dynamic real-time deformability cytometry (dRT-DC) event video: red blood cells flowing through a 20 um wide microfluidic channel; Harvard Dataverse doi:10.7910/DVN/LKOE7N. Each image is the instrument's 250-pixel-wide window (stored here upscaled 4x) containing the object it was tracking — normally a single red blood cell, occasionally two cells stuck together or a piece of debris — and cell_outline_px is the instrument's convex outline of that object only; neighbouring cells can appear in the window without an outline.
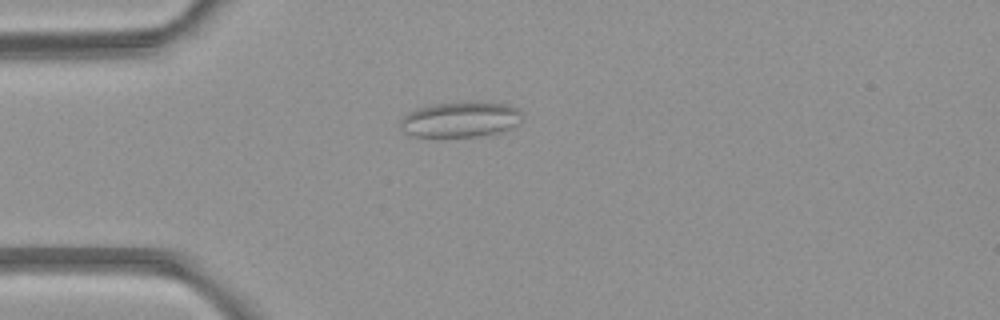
{"species": "common noctule bat (a hibernating species)", "species_latin": "Nyctalus noctula", "temperature_condition": "room temperature", "stored_images_in_passage": 2, "camera_frame_rate_fps": 3000, "um_per_image_px": 0.085, "animal": {"sex": "female", "body_mass_g": 21.9}, "frame": {"image": 1, "passage_image": 1, "time_ms": 0.0, "image_size_px": [1000, 320], "cell_outline_px": [[524, 116], [516, 124], [508, 128], [496, 132], [476, 136], [412, 136], [404, 132], [400, 120], [408, 112], [416, 108], [432, 104], [508, 104], [520, 108]], "centroid_in_image_um": [39.12, 10.17], "position_along_channel_um": 45.9, "area_um2": 24.28}}